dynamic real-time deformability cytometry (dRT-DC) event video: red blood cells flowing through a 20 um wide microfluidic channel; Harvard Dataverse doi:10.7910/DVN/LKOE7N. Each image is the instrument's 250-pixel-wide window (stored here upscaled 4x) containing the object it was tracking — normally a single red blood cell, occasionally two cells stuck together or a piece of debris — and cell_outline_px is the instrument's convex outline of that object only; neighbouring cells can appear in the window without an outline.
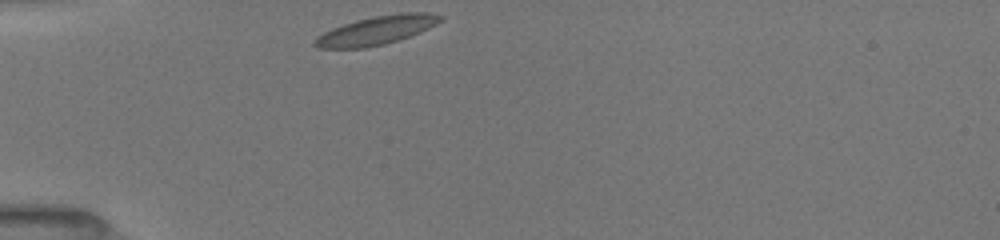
{"species": "common noctule bat (a hibernating species)", "species_latin": "Nyctalus noctula", "temperature_condition": "room temperature", "stored_images_in_passage": 31, "camera_frame_rate_fps": 3000, "um_per_image_px": 0.085, "animal": {"sex": "female", "body_mass_g": 19.5, "forearm_length_mm": 54.1}, "frame": {"image": 1, "passage_image": 1, "time_ms": 0.0, "image_size_px": [1000, 240], "cell_outline_px": [[444, 20], [428, 28], [408, 36], [384, 44], [364, 48], [316, 48], [312, 44], [316, 36], [332, 28], [356, 20], [376, 16], [400, 12], [428, 12], [444, 16]], "centroid_in_image_um": [31.99, 2.57], "position_along_channel_um": 53.0, "area_um2": 20.87}}
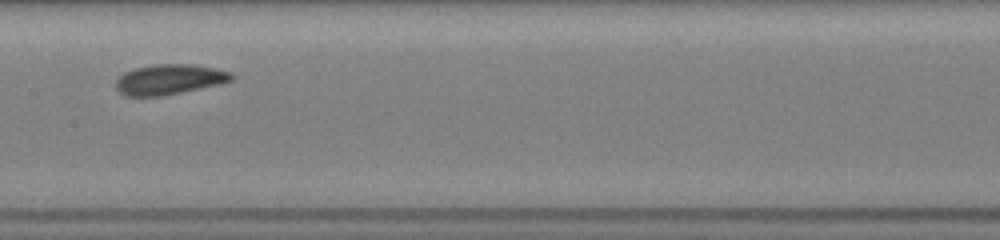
{"frame": {"image": 2, "passage_image": 13, "time_ms": 4.0, "image_size_px": [1000, 240], "cell_outline_px": [[236, 76], [232, 80], [220, 84], [160, 96], [124, 96], [116, 88], [116, 80], [124, 72], [132, 68], [156, 64], [192, 64], [232, 72]], "centroid_in_image_um": [14.38, 6.74], "position_along_channel_um": 193.0, "area_um2": 20.35}}
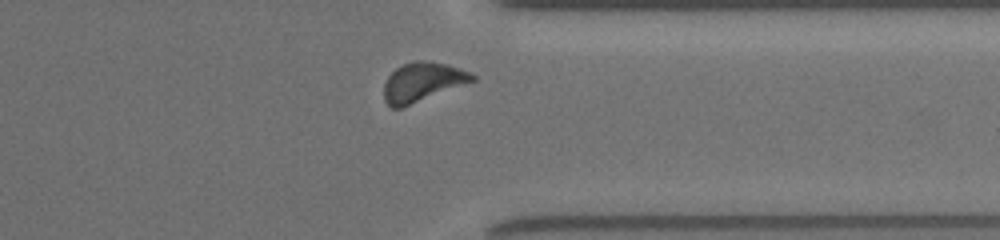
{"frame": {"image": 3, "passage_image": 27, "time_ms": 8.667, "image_size_px": [1000, 240], "cell_outline_px": [[476, 80], [400, 108], [392, 108], [384, 100], [384, 84], [388, 76], [396, 68], [404, 64], [416, 60], [420, 60], [448, 64], [472, 72], [476, 76]], "centroid_in_image_um": [35.92, 6.96], "position_along_channel_um": 375.5, "area_um2": 20.0}, "authors_computed_cell_mechanics": {"area_um2": 19.7676, "velocity_mm_per_s": 3.9362, "shape_relaxation_time_tau1_ms": 1.6192, "shape_relaxation_time_tau2_ms": 3.5319, "deformation_change_tau1": 0.0831, "deformation_change_tau2": 0.0829}}